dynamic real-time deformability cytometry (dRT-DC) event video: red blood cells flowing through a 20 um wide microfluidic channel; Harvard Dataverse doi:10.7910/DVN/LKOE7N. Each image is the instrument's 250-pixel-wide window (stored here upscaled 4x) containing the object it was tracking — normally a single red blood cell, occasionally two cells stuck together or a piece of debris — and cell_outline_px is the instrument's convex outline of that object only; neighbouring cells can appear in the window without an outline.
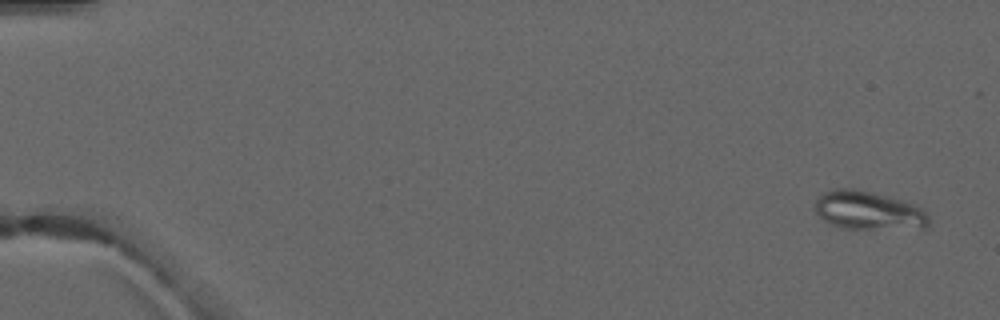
{"species": "common noctule bat (a hibernating species)", "species_latin": "Nyctalus noctula", "temperature_condition": "warm", "stored_images_in_passage": 5, "camera_frame_rate_fps": 3000, "um_per_image_px": 0.085, "animal": {"sex": "male", "forearm_length_mm": 52.5}, "frame": {"image": 1, "passage_image": 1, "time_ms": 0.0, "image_size_px": [1000, 320], "cell_outline_px": [[928, 228], [844, 228], [832, 224], [824, 220], [812, 208], [816, 200], [824, 192], [832, 188], [852, 188], [872, 192], [888, 196], [900, 200], [920, 208], [928, 212]], "centroid_in_image_um": [73.78, 17.88], "position_along_channel_um": 11.2, "area_um2": 25.32}}